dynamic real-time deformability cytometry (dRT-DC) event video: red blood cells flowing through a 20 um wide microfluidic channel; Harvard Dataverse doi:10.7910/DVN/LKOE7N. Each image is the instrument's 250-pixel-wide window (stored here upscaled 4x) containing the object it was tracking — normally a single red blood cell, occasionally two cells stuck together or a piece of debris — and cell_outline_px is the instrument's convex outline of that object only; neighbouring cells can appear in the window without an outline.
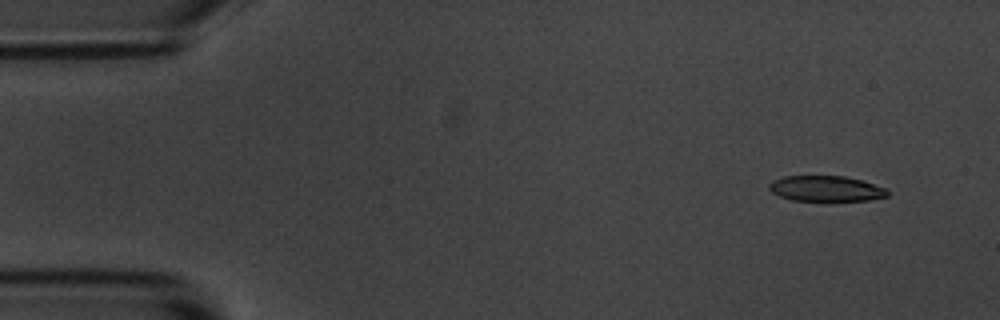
{"species": "common noctule bat (a hibernating species)", "species_latin": "Nyctalus noctula", "temperature_condition": "room temperature", "stored_images_in_passage": 5, "camera_frame_rate_fps": 3000, "um_per_image_px": 0.085, "animal": {"sex": "male", "body_mass_g": 20.1, "forearm_length_mm": 53.5}, "frame": {"image": 1, "passage_image": 1, "time_ms": 0.0, "image_size_px": [1000, 320], "cell_outline_px": [[888, 196], [868, 200], [792, 200], [780, 196], [772, 192], [768, 188], [768, 184], [772, 180], [784, 176], [844, 176], [860, 180], [884, 188], [888, 192]], "centroid_in_image_um": [70.15, 16.02], "position_along_channel_um": 14.9, "area_um2": 17.34}}
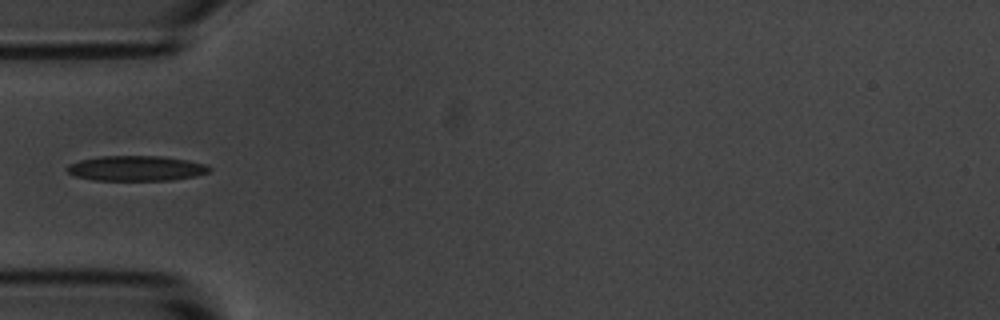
{"frame": {"image": 2, "passage_image": 4, "time_ms": 4.333, "image_size_px": [1000, 320], "cell_outline_px": [[212, 168], [208, 172], [196, 176], [172, 180], [92, 180], [76, 176], [68, 172], [64, 168], [68, 164], [80, 160], [100, 156], [164, 156], [188, 160], [208, 164]], "centroid_in_image_um": [11.59, 14.3], "position_along_channel_um": 73.4, "area_um2": 21.04}}